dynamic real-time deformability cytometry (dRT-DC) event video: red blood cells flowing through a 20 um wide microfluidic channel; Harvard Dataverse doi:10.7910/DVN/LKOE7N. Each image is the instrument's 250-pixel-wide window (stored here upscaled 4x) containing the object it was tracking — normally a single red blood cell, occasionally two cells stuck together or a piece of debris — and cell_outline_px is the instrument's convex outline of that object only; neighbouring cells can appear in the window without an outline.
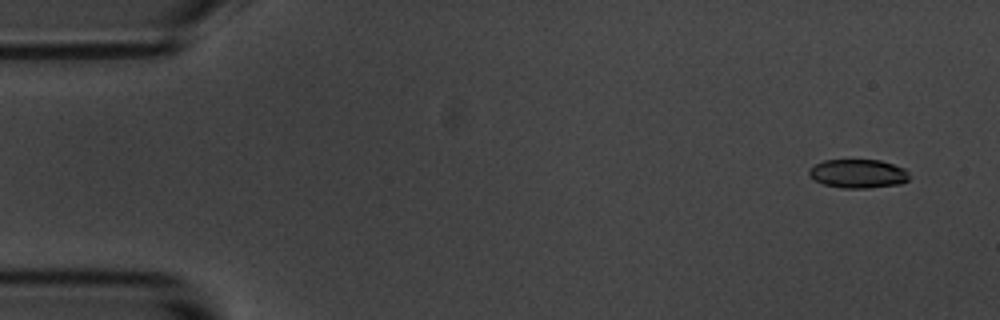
{"species": "common noctule bat (a hibernating species)", "species_latin": "Nyctalus noctula", "temperature_condition": "room temperature", "stored_images_in_passage": 6, "camera_frame_rate_fps": 3000, "um_per_image_px": 0.085, "animal": {"sex": "male", "body_mass_g": 20.1, "forearm_length_mm": 53.5}, "frame": {"image": 1, "passage_image": 2, "time_ms": 1.0, "image_size_px": [1000, 320], "cell_outline_px": [[908, 180], [900, 184], [868, 188], [840, 188], [824, 184], [816, 180], [808, 172], [808, 168], [824, 160], [880, 160], [904, 168], [908, 172]], "centroid_in_image_um": [72.94, 14.76], "position_along_channel_um": 12.1, "area_um2": 16.7}}
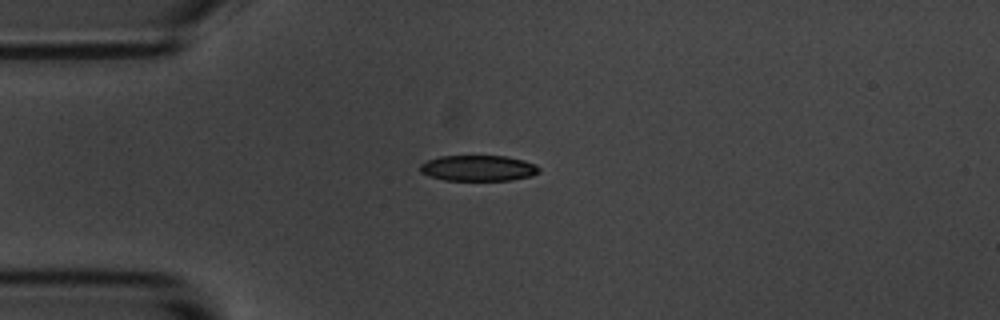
{"frame": {"image": 2, "passage_image": 5, "time_ms": 4.667, "image_size_px": [1000, 320], "cell_outline_px": [[540, 172], [532, 176], [512, 180], [444, 180], [428, 176], [420, 172], [420, 164], [428, 160], [440, 156], [508, 156], [524, 160], [536, 164], [540, 168]], "centroid_in_image_um": [40.68, 14.29], "position_along_channel_um": 44.3, "area_um2": 18.03}}